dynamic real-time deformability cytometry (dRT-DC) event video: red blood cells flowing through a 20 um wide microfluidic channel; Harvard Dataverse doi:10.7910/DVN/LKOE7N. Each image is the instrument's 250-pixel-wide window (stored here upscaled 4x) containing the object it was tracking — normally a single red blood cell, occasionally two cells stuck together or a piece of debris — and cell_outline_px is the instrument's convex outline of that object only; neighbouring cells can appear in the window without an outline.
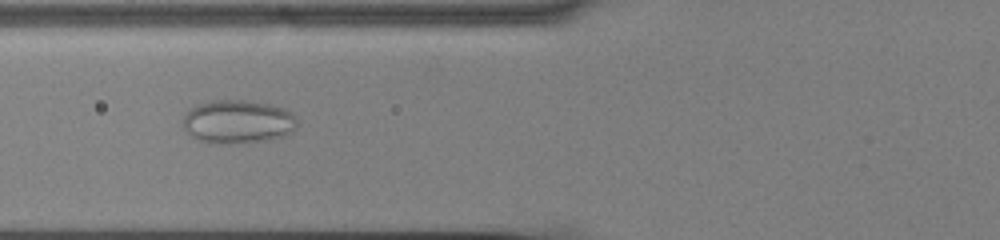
{"species": "common noctule bat (a hibernating species)", "species_latin": "Nyctalus noctula", "temperature_condition": "cold", "stored_images_in_passage": 54, "camera_frame_rate_fps": 3000, "um_per_image_px": 0.085, "animal": {"sex": "male", "body_mass_g": 13.0, "forearm_length_mm": 53.1}, "frame": {"image": 1, "passage_image": 20, "time_ms": 6.333, "image_size_px": [1000, 240], "cell_outline_px": [[296, 128], [288, 136], [268, 140], [232, 144], [208, 144], [192, 136], [184, 128], [180, 120], [184, 112], [200, 104], [212, 100], [244, 100], [268, 104], [284, 108], [292, 112], [296, 120]], "centroid_in_image_um": [20.2, 10.36], "position_along_channel_um": 105.6, "area_um2": 29.42}}
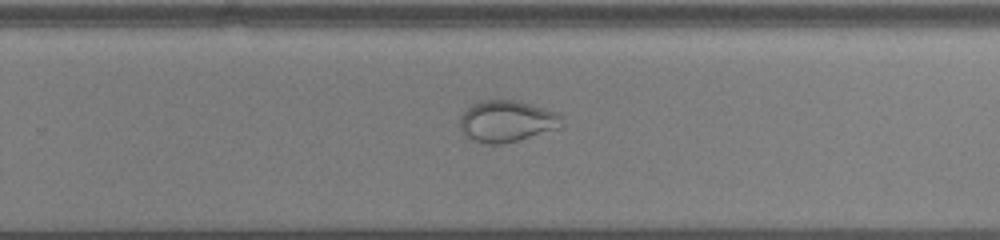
{"frame": {"image": 2, "passage_image": 35, "time_ms": 11.333, "image_size_px": [1000, 240], "cell_outline_px": [[564, 124], [516, 140], [500, 144], [484, 144], [472, 140], [460, 128], [460, 116], [472, 104], [480, 100], [516, 100], [544, 108], [556, 112], [564, 116]], "centroid_in_image_um": [43.04, 10.28], "position_along_channel_um": 286.8, "area_um2": 24.16}}
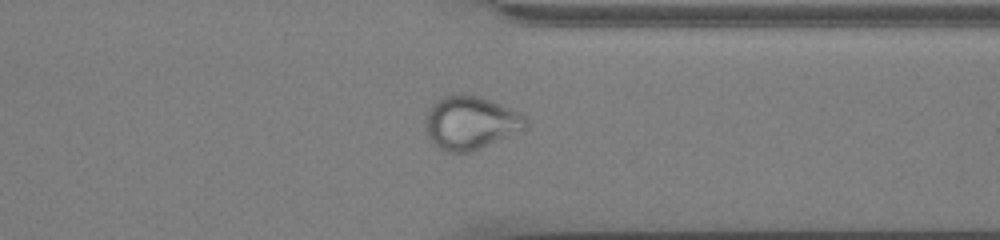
{"frame": {"image": 3, "passage_image": 42, "time_ms": 13.667, "image_size_px": [1000, 240], "cell_outline_px": [[528, 124], [524, 128], [472, 152], [448, 152], [440, 148], [428, 136], [424, 128], [424, 120], [432, 104], [436, 100], [444, 96], [464, 92], [480, 96], [520, 112], [528, 120]], "centroid_in_image_um": [39.96, 10.4], "position_along_channel_um": 371.4, "area_um2": 31.1}}